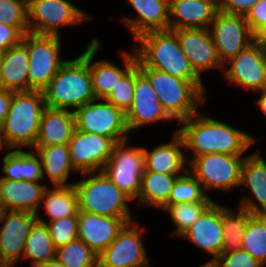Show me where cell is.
Segmentation results:
<instances>
[{"mask_svg": "<svg viewBox=\"0 0 266 267\" xmlns=\"http://www.w3.org/2000/svg\"><path fill=\"white\" fill-rule=\"evenodd\" d=\"M199 267H218V266L214 263V261H208V262L200 265Z\"/></svg>", "mask_w": 266, "mask_h": 267, "instance_id": "f907efd6", "label": "cell"}, {"mask_svg": "<svg viewBox=\"0 0 266 267\" xmlns=\"http://www.w3.org/2000/svg\"><path fill=\"white\" fill-rule=\"evenodd\" d=\"M101 42L93 37L89 43V70L95 98H106L115 88L120 79L136 64L135 52H121L124 69L116 66L107 59L93 61L94 56L101 48Z\"/></svg>", "mask_w": 266, "mask_h": 267, "instance_id": "44dd1931", "label": "cell"}, {"mask_svg": "<svg viewBox=\"0 0 266 267\" xmlns=\"http://www.w3.org/2000/svg\"><path fill=\"white\" fill-rule=\"evenodd\" d=\"M173 31L177 35L181 50L200 78L205 70L224 69L209 28H182Z\"/></svg>", "mask_w": 266, "mask_h": 267, "instance_id": "ac0fdd59", "label": "cell"}, {"mask_svg": "<svg viewBox=\"0 0 266 267\" xmlns=\"http://www.w3.org/2000/svg\"><path fill=\"white\" fill-rule=\"evenodd\" d=\"M77 235L98 256L116 239L118 232L132 218H113L78 211Z\"/></svg>", "mask_w": 266, "mask_h": 267, "instance_id": "d6986e66", "label": "cell"}, {"mask_svg": "<svg viewBox=\"0 0 266 267\" xmlns=\"http://www.w3.org/2000/svg\"><path fill=\"white\" fill-rule=\"evenodd\" d=\"M0 23L14 26L22 35L27 34V0H0Z\"/></svg>", "mask_w": 266, "mask_h": 267, "instance_id": "ab89813d", "label": "cell"}, {"mask_svg": "<svg viewBox=\"0 0 266 267\" xmlns=\"http://www.w3.org/2000/svg\"><path fill=\"white\" fill-rule=\"evenodd\" d=\"M133 51L139 67L153 68L173 77L193 82L204 94L206 86L192 69L186 55L181 50L173 30L149 31L136 38Z\"/></svg>", "mask_w": 266, "mask_h": 267, "instance_id": "7a4b0ae2", "label": "cell"}, {"mask_svg": "<svg viewBox=\"0 0 266 267\" xmlns=\"http://www.w3.org/2000/svg\"><path fill=\"white\" fill-rule=\"evenodd\" d=\"M188 164L198 156L212 153L243 155L256 142V137L225 122L197 112L180 123ZM188 155V156H187Z\"/></svg>", "mask_w": 266, "mask_h": 267, "instance_id": "6da1fadb", "label": "cell"}, {"mask_svg": "<svg viewBox=\"0 0 266 267\" xmlns=\"http://www.w3.org/2000/svg\"><path fill=\"white\" fill-rule=\"evenodd\" d=\"M213 202H184L175 204H165L160 210L169 213V218L175 225V229L171 233L178 238L191 227L202 215V213Z\"/></svg>", "mask_w": 266, "mask_h": 267, "instance_id": "d590c367", "label": "cell"}, {"mask_svg": "<svg viewBox=\"0 0 266 267\" xmlns=\"http://www.w3.org/2000/svg\"><path fill=\"white\" fill-rule=\"evenodd\" d=\"M214 263L218 267H263L260 262L241 248L230 252H222L214 260Z\"/></svg>", "mask_w": 266, "mask_h": 267, "instance_id": "b9f144b4", "label": "cell"}, {"mask_svg": "<svg viewBox=\"0 0 266 267\" xmlns=\"http://www.w3.org/2000/svg\"><path fill=\"white\" fill-rule=\"evenodd\" d=\"M76 129L120 142L129 137L125 113L105 98H95L74 111Z\"/></svg>", "mask_w": 266, "mask_h": 267, "instance_id": "30bf717a", "label": "cell"}, {"mask_svg": "<svg viewBox=\"0 0 266 267\" xmlns=\"http://www.w3.org/2000/svg\"><path fill=\"white\" fill-rule=\"evenodd\" d=\"M230 64V67L227 68ZM225 80L255 93L266 88V59L264 50L255 42L224 64Z\"/></svg>", "mask_w": 266, "mask_h": 267, "instance_id": "2e32d148", "label": "cell"}, {"mask_svg": "<svg viewBox=\"0 0 266 267\" xmlns=\"http://www.w3.org/2000/svg\"><path fill=\"white\" fill-rule=\"evenodd\" d=\"M23 35L14 27L0 23V48L7 50L18 45Z\"/></svg>", "mask_w": 266, "mask_h": 267, "instance_id": "f6af8a7d", "label": "cell"}, {"mask_svg": "<svg viewBox=\"0 0 266 267\" xmlns=\"http://www.w3.org/2000/svg\"><path fill=\"white\" fill-rule=\"evenodd\" d=\"M21 42L29 55L28 91H42L67 61L61 57V37L28 32Z\"/></svg>", "mask_w": 266, "mask_h": 267, "instance_id": "52a82bcc", "label": "cell"}, {"mask_svg": "<svg viewBox=\"0 0 266 267\" xmlns=\"http://www.w3.org/2000/svg\"><path fill=\"white\" fill-rule=\"evenodd\" d=\"M37 221L36 213L4 210L0 215V256L10 266L23 256L26 239Z\"/></svg>", "mask_w": 266, "mask_h": 267, "instance_id": "e0dca14e", "label": "cell"}, {"mask_svg": "<svg viewBox=\"0 0 266 267\" xmlns=\"http://www.w3.org/2000/svg\"><path fill=\"white\" fill-rule=\"evenodd\" d=\"M56 258L65 267H98V255L79 238L56 249Z\"/></svg>", "mask_w": 266, "mask_h": 267, "instance_id": "74e56055", "label": "cell"}, {"mask_svg": "<svg viewBox=\"0 0 266 267\" xmlns=\"http://www.w3.org/2000/svg\"><path fill=\"white\" fill-rule=\"evenodd\" d=\"M179 238L210 254L212 258L209 261H214L223 249L221 205L214 201Z\"/></svg>", "mask_w": 266, "mask_h": 267, "instance_id": "ffe728a7", "label": "cell"}, {"mask_svg": "<svg viewBox=\"0 0 266 267\" xmlns=\"http://www.w3.org/2000/svg\"><path fill=\"white\" fill-rule=\"evenodd\" d=\"M75 128L74 111L45 107L34 147L68 144Z\"/></svg>", "mask_w": 266, "mask_h": 267, "instance_id": "4316f807", "label": "cell"}, {"mask_svg": "<svg viewBox=\"0 0 266 267\" xmlns=\"http://www.w3.org/2000/svg\"><path fill=\"white\" fill-rule=\"evenodd\" d=\"M37 221L46 224L49 235L56 249L68 244L70 241L78 238L77 227L78 217L68 216L65 218L56 219L53 221H46L39 213H36Z\"/></svg>", "mask_w": 266, "mask_h": 267, "instance_id": "f35d334b", "label": "cell"}, {"mask_svg": "<svg viewBox=\"0 0 266 267\" xmlns=\"http://www.w3.org/2000/svg\"><path fill=\"white\" fill-rule=\"evenodd\" d=\"M238 208V211H236L230 207L221 206V219L223 224L222 252L238 250L242 245L244 229L252 214L240 206Z\"/></svg>", "mask_w": 266, "mask_h": 267, "instance_id": "836d02e7", "label": "cell"}, {"mask_svg": "<svg viewBox=\"0 0 266 267\" xmlns=\"http://www.w3.org/2000/svg\"><path fill=\"white\" fill-rule=\"evenodd\" d=\"M38 267H65L57 258L41 264Z\"/></svg>", "mask_w": 266, "mask_h": 267, "instance_id": "681fc988", "label": "cell"}, {"mask_svg": "<svg viewBox=\"0 0 266 267\" xmlns=\"http://www.w3.org/2000/svg\"><path fill=\"white\" fill-rule=\"evenodd\" d=\"M5 51H6V50L0 48V65H1V63H2V61H3Z\"/></svg>", "mask_w": 266, "mask_h": 267, "instance_id": "816d5d0a", "label": "cell"}, {"mask_svg": "<svg viewBox=\"0 0 266 267\" xmlns=\"http://www.w3.org/2000/svg\"><path fill=\"white\" fill-rule=\"evenodd\" d=\"M209 30L223 65L254 42L244 16L218 11Z\"/></svg>", "mask_w": 266, "mask_h": 267, "instance_id": "4fadbf2b", "label": "cell"}, {"mask_svg": "<svg viewBox=\"0 0 266 267\" xmlns=\"http://www.w3.org/2000/svg\"><path fill=\"white\" fill-rule=\"evenodd\" d=\"M245 21L253 34L266 25V0L257 1L246 14Z\"/></svg>", "mask_w": 266, "mask_h": 267, "instance_id": "7bdbcfd3", "label": "cell"}, {"mask_svg": "<svg viewBox=\"0 0 266 267\" xmlns=\"http://www.w3.org/2000/svg\"><path fill=\"white\" fill-rule=\"evenodd\" d=\"M184 202H214V200L204 192L201 183L189 170L178 176L171 190L169 201L166 204Z\"/></svg>", "mask_w": 266, "mask_h": 267, "instance_id": "8d00e7d4", "label": "cell"}, {"mask_svg": "<svg viewBox=\"0 0 266 267\" xmlns=\"http://www.w3.org/2000/svg\"><path fill=\"white\" fill-rule=\"evenodd\" d=\"M240 248L266 266V214H252L249 217Z\"/></svg>", "mask_w": 266, "mask_h": 267, "instance_id": "e575fe53", "label": "cell"}, {"mask_svg": "<svg viewBox=\"0 0 266 267\" xmlns=\"http://www.w3.org/2000/svg\"><path fill=\"white\" fill-rule=\"evenodd\" d=\"M13 93V91L0 87V129L4 123L6 115L8 114Z\"/></svg>", "mask_w": 266, "mask_h": 267, "instance_id": "bcb514c9", "label": "cell"}, {"mask_svg": "<svg viewBox=\"0 0 266 267\" xmlns=\"http://www.w3.org/2000/svg\"><path fill=\"white\" fill-rule=\"evenodd\" d=\"M129 139L116 142L102 171L132 201L137 200L145 170L143 147H130Z\"/></svg>", "mask_w": 266, "mask_h": 267, "instance_id": "8fae6325", "label": "cell"}, {"mask_svg": "<svg viewBox=\"0 0 266 267\" xmlns=\"http://www.w3.org/2000/svg\"><path fill=\"white\" fill-rule=\"evenodd\" d=\"M81 175L83 178L73 184L78 211L113 218H132L128 205L132 200L103 171Z\"/></svg>", "mask_w": 266, "mask_h": 267, "instance_id": "5b68a950", "label": "cell"}, {"mask_svg": "<svg viewBox=\"0 0 266 267\" xmlns=\"http://www.w3.org/2000/svg\"><path fill=\"white\" fill-rule=\"evenodd\" d=\"M0 267H10L0 256Z\"/></svg>", "mask_w": 266, "mask_h": 267, "instance_id": "f5cc1de1", "label": "cell"}, {"mask_svg": "<svg viewBox=\"0 0 266 267\" xmlns=\"http://www.w3.org/2000/svg\"><path fill=\"white\" fill-rule=\"evenodd\" d=\"M181 135L175 130L171 142L160 144L152 151L144 149V171L169 175H182L188 170V162Z\"/></svg>", "mask_w": 266, "mask_h": 267, "instance_id": "484cf974", "label": "cell"}, {"mask_svg": "<svg viewBox=\"0 0 266 267\" xmlns=\"http://www.w3.org/2000/svg\"><path fill=\"white\" fill-rule=\"evenodd\" d=\"M246 156L228 155L223 153L205 154L195 157L188 170L201 183L204 192H228L240 187V176Z\"/></svg>", "mask_w": 266, "mask_h": 267, "instance_id": "9c48e42d", "label": "cell"}, {"mask_svg": "<svg viewBox=\"0 0 266 267\" xmlns=\"http://www.w3.org/2000/svg\"><path fill=\"white\" fill-rule=\"evenodd\" d=\"M129 133L137 132L141 127L154 122H171L159 101L157 92L152 88L148 78L135 64L134 97L131 107L125 113Z\"/></svg>", "mask_w": 266, "mask_h": 267, "instance_id": "9a60e30c", "label": "cell"}, {"mask_svg": "<svg viewBox=\"0 0 266 267\" xmlns=\"http://www.w3.org/2000/svg\"><path fill=\"white\" fill-rule=\"evenodd\" d=\"M33 149L41 159L42 176L46 185L71 186L74 184V182H67L70 173L76 172L72 167L68 144L33 147Z\"/></svg>", "mask_w": 266, "mask_h": 267, "instance_id": "83f0119b", "label": "cell"}, {"mask_svg": "<svg viewBox=\"0 0 266 267\" xmlns=\"http://www.w3.org/2000/svg\"><path fill=\"white\" fill-rule=\"evenodd\" d=\"M135 17L121 18L135 39L149 31L169 30V4L164 0H127Z\"/></svg>", "mask_w": 266, "mask_h": 267, "instance_id": "d4e9b609", "label": "cell"}, {"mask_svg": "<svg viewBox=\"0 0 266 267\" xmlns=\"http://www.w3.org/2000/svg\"><path fill=\"white\" fill-rule=\"evenodd\" d=\"M46 107L75 111L95 99L89 70V45L72 60H67L42 90Z\"/></svg>", "mask_w": 266, "mask_h": 267, "instance_id": "3957f363", "label": "cell"}, {"mask_svg": "<svg viewBox=\"0 0 266 267\" xmlns=\"http://www.w3.org/2000/svg\"><path fill=\"white\" fill-rule=\"evenodd\" d=\"M45 209L49 216L48 221H53L68 216H77L78 202L77 194L71 186H53L46 188L40 206Z\"/></svg>", "mask_w": 266, "mask_h": 267, "instance_id": "1f68e13d", "label": "cell"}, {"mask_svg": "<svg viewBox=\"0 0 266 267\" xmlns=\"http://www.w3.org/2000/svg\"><path fill=\"white\" fill-rule=\"evenodd\" d=\"M43 181H14L0 177V207L2 211L38 213L43 193Z\"/></svg>", "mask_w": 266, "mask_h": 267, "instance_id": "603a6c76", "label": "cell"}, {"mask_svg": "<svg viewBox=\"0 0 266 267\" xmlns=\"http://www.w3.org/2000/svg\"><path fill=\"white\" fill-rule=\"evenodd\" d=\"M115 143L110 137L81 132L75 128L68 143L72 167L80 174L102 171Z\"/></svg>", "mask_w": 266, "mask_h": 267, "instance_id": "5bb4252c", "label": "cell"}, {"mask_svg": "<svg viewBox=\"0 0 266 267\" xmlns=\"http://www.w3.org/2000/svg\"><path fill=\"white\" fill-rule=\"evenodd\" d=\"M261 92V94H260ZM259 98L257 99L256 106L265 114L266 116V88L262 91H259Z\"/></svg>", "mask_w": 266, "mask_h": 267, "instance_id": "c3c4849f", "label": "cell"}, {"mask_svg": "<svg viewBox=\"0 0 266 267\" xmlns=\"http://www.w3.org/2000/svg\"><path fill=\"white\" fill-rule=\"evenodd\" d=\"M29 32L60 36L61 27L79 25L91 19L70 0H27Z\"/></svg>", "mask_w": 266, "mask_h": 267, "instance_id": "ba28073f", "label": "cell"}, {"mask_svg": "<svg viewBox=\"0 0 266 267\" xmlns=\"http://www.w3.org/2000/svg\"><path fill=\"white\" fill-rule=\"evenodd\" d=\"M218 11L217 0H174L169 4V30L209 28Z\"/></svg>", "mask_w": 266, "mask_h": 267, "instance_id": "cb8c5ba5", "label": "cell"}, {"mask_svg": "<svg viewBox=\"0 0 266 267\" xmlns=\"http://www.w3.org/2000/svg\"><path fill=\"white\" fill-rule=\"evenodd\" d=\"M254 42L263 50L266 49V25L260 27L254 34Z\"/></svg>", "mask_w": 266, "mask_h": 267, "instance_id": "7dc6e473", "label": "cell"}, {"mask_svg": "<svg viewBox=\"0 0 266 267\" xmlns=\"http://www.w3.org/2000/svg\"><path fill=\"white\" fill-rule=\"evenodd\" d=\"M4 179L14 181H43L42 163L33 150H13L2 158Z\"/></svg>", "mask_w": 266, "mask_h": 267, "instance_id": "f546056e", "label": "cell"}, {"mask_svg": "<svg viewBox=\"0 0 266 267\" xmlns=\"http://www.w3.org/2000/svg\"><path fill=\"white\" fill-rule=\"evenodd\" d=\"M23 259L31 261L32 267L56 258V248L53 245L46 224L36 221L31 227L25 242Z\"/></svg>", "mask_w": 266, "mask_h": 267, "instance_id": "d6a6232c", "label": "cell"}, {"mask_svg": "<svg viewBox=\"0 0 266 267\" xmlns=\"http://www.w3.org/2000/svg\"><path fill=\"white\" fill-rule=\"evenodd\" d=\"M145 230L137 221L126 223L116 239L98 256V267H150L142 237Z\"/></svg>", "mask_w": 266, "mask_h": 267, "instance_id": "7c38bea8", "label": "cell"}, {"mask_svg": "<svg viewBox=\"0 0 266 267\" xmlns=\"http://www.w3.org/2000/svg\"><path fill=\"white\" fill-rule=\"evenodd\" d=\"M239 186L249 187L251 193L239 206L251 214H266V162L258 150L245 157Z\"/></svg>", "mask_w": 266, "mask_h": 267, "instance_id": "7402d4cb", "label": "cell"}, {"mask_svg": "<svg viewBox=\"0 0 266 267\" xmlns=\"http://www.w3.org/2000/svg\"><path fill=\"white\" fill-rule=\"evenodd\" d=\"M29 55L20 42L5 51L0 65V87L13 92L28 91Z\"/></svg>", "mask_w": 266, "mask_h": 267, "instance_id": "f1b7e54d", "label": "cell"}, {"mask_svg": "<svg viewBox=\"0 0 266 267\" xmlns=\"http://www.w3.org/2000/svg\"><path fill=\"white\" fill-rule=\"evenodd\" d=\"M257 1L259 0H217L218 10L245 17Z\"/></svg>", "mask_w": 266, "mask_h": 267, "instance_id": "ee69618b", "label": "cell"}, {"mask_svg": "<svg viewBox=\"0 0 266 267\" xmlns=\"http://www.w3.org/2000/svg\"><path fill=\"white\" fill-rule=\"evenodd\" d=\"M134 86L135 65L120 79L105 99L126 113L133 102Z\"/></svg>", "mask_w": 266, "mask_h": 267, "instance_id": "60d3db41", "label": "cell"}, {"mask_svg": "<svg viewBox=\"0 0 266 267\" xmlns=\"http://www.w3.org/2000/svg\"><path fill=\"white\" fill-rule=\"evenodd\" d=\"M45 107L42 91L14 92L0 129L2 148L22 150L21 147H27L33 150Z\"/></svg>", "mask_w": 266, "mask_h": 267, "instance_id": "277c9868", "label": "cell"}, {"mask_svg": "<svg viewBox=\"0 0 266 267\" xmlns=\"http://www.w3.org/2000/svg\"><path fill=\"white\" fill-rule=\"evenodd\" d=\"M164 1L167 2L168 4H170L174 0H164Z\"/></svg>", "mask_w": 266, "mask_h": 267, "instance_id": "db71d44e", "label": "cell"}, {"mask_svg": "<svg viewBox=\"0 0 266 267\" xmlns=\"http://www.w3.org/2000/svg\"><path fill=\"white\" fill-rule=\"evenodd\" d=\"M180 175L144 171L136 205L161 209L168 201L171 190Z\"/></svg>", "mask_w": 266, "mask_h": 267, "instance_id": "4dcf8cb0", "label": "cell"}, {"mask_svg": "<svg viewBox=\"0 0 266 267\" xmlns=\"http://www.w3.org/2000/svg\"><path fill=\"white\" fill-rule=\"evenodd\" d=\"M139 69L157 92L167 115L177 123L196 114L198 106L206 103L205 94L193 82L173 77L153 68L139 67Z\"/></svg>", "mask_w": 266, "mask_h": 267, "instance_id": "8992f818", "label": "cell"}]
</instances>
